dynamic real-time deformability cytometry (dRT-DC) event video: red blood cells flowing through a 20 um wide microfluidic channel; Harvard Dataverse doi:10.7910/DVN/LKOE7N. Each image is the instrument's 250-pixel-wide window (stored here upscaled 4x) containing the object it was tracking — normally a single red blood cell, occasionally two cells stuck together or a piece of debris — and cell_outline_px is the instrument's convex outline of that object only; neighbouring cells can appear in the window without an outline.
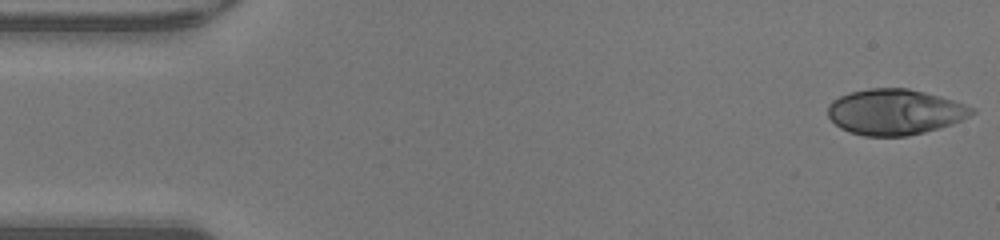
{"species": "human", "species_latin": "Homo sapiens", "temperature_condition": "warm", "stored_images_in_passage": 37, "camera_frame_rate_fps": 3000, "um_per_image_px": 0.085, "donor": {"sex": "male"}, "frame": {"image": 1, "passage_image": 1, "time_ms": 0.0, "image_size_px": [1000, 240], "cell_outline_px": [[976, 112], [952, 124], [924, 132], [908, 136], [864, 136], [848, 132], [840, 128], [828, 116], [828, 104], [832, 100], [840, 96], [852, 92], [868, 88], [908, 88], [940, 96], [976, 108]], "centroid_in_image_um": [76.05, 9.52], "position_along_channel_um": 9.0, "area_um2": 38.26}}
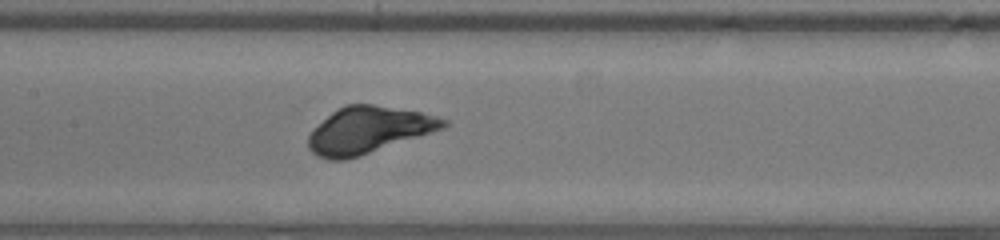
{"frame": {"image": 2, "passage_image": 22, "time_ms": 7.0, "image_size_px": [1000, 240], "cell_outline_px": [[448, 124], [444, 128], [360, 156], [344, 160], [328, 160], [316, 156], [308, 148], [308, 136], [336, 108], [344, 104], [372, 104], [420, 112], [436, 116], [448, 120]], "centroid_in_image_um": [31.31, 11.06], "position_along_channel_um": 176.1, "area_um2": 36.36}}
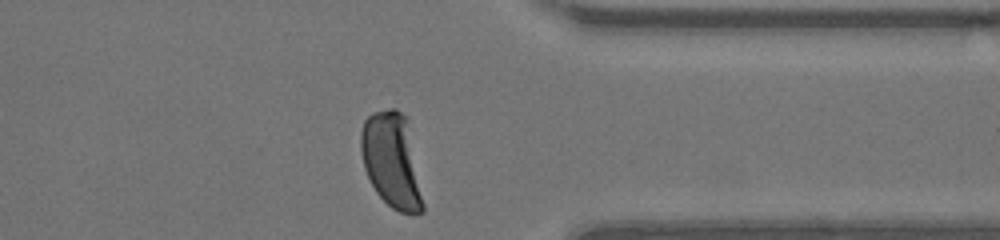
{"frame": {"image": 3, "passage_image": 37, "time_ms": 12.0, "image_size_px": [1000, 240], "cell_outline_px": [[424, 212], [416, 216], [400, 212], [392, 208], [376, 192], [364, 168], [360, 148], [360, 132], [364, 120], [372, 112], [388, 108], [396, 108], [408, 116], [424, 204]], "centroid_in_image_um": [33.32, 13.61], "position_along_channel_um": 378.1, "area_um2": 35.03}, "authors_computed_cell_mechanics": {"area_um2": 36.8186, "velocity_mm_per_s": 4.2286, "shape_relaxation_time_tau1_ms": 5.5643, "shape_relaxation_time_tau2_ms": null, "deformation_change_tau1": 0.4187, "deformation_change_tau2": null}}